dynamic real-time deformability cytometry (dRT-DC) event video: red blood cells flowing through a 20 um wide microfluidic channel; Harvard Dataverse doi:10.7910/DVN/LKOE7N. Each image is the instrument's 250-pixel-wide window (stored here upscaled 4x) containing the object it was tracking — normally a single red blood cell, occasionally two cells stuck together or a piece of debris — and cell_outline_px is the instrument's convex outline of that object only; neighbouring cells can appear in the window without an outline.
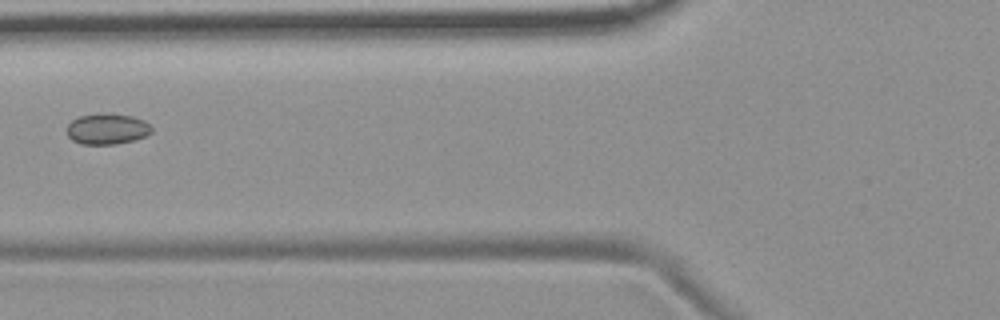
{"species": "common noctule bat (a hibernating species)", "species_latin": "Nyctalus noctula", "temperature_condition": "room temperature", "stored_images_in_passage": 7, "camera_frame_rate_fps": 3000, "um_per_image_px": 0.085, "animal": {"sex": "female", "body_mass_g": 19.9}, "frame": {"image": 1, "passage_image": 4, "time_ms": 3.667, "image_size_px": [1000, 320], "cell_outline_px": [[152, 132], [144, 136], [132, 140], [116, 144], [80, 144], [72, 140], [68, 136], [68, 124], [72, 120], [80, 116], [132, 116], [144, 120], [152, 128]], "centroid_in_image_um": [9.1, 11.01], "position_along_channel_um": 116.7, "area_um2": 14.45}}
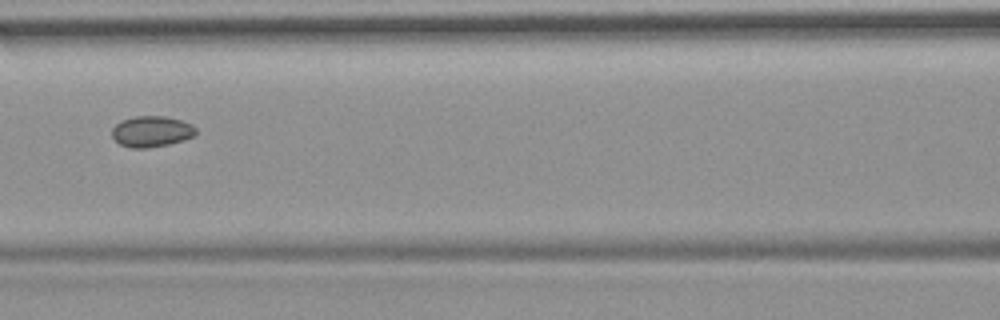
{"frame": {"image": 2, "passage_image": 5, "time_ms": 4.667, "image_size_px": [1000, 320], "cell_outline_px": [[196, 136], [184, 140], [168, 144], [148, 148], [132, 148], [120, 144], [112, 136], [112, 128], [120, 120], [136, 116], [164, 116], [180, 120], [192, 124], [196, 128]], "centroid_in_image_um": [12.89, 11.17], "position_along_channel_um": 153.7, "area_um2": 15.2}}
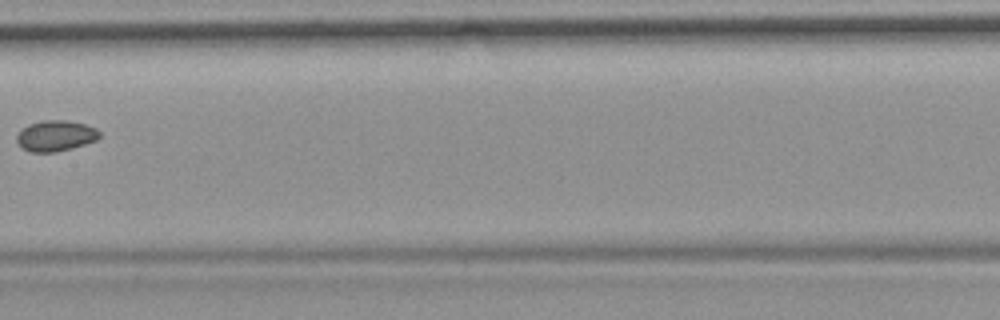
{"frame": {"image": 3, "passage_image": 6, "time_ms": 6.0, "image_size_px": [1000, 320], "cell_outline_px": [[100, 136], [96, 140], [72, 148], [56, 152], [28, 152], [16, 140], [16, 136], [28, 124], [44, 120], [68, 120], [84, 124], [96, 128], [100, 132]], "centroid_in_image_um": [4.74, 11.54], "position_along_channel_um": 202.7, "area_um2": 14.74}}